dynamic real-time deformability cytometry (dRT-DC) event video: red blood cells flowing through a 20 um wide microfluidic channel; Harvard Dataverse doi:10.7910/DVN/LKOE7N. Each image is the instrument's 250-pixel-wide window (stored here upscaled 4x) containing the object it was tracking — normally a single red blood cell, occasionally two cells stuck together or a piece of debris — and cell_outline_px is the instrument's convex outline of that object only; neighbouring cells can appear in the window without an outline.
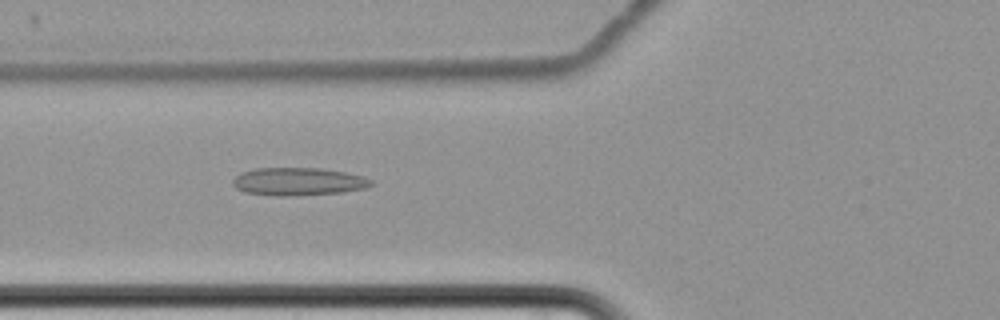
{"species": "common noctule bat (a hibernating species)", "species_latin": "Nyctalus noctula", "temperature_condition": "cold", "stored_images_in_passage": 7, "camera_frame_rate_fps": 3000, "um_per_image_px": 0.085, "animal": {"sex": "female", "body_mass_g": 22.7, "forearm_length_mm": 54.2}, "frame": {"image": 1, "passage_image": 5, "time_ms": 5.0, "image_size_px": [1000, 320], "cell_outline_px": [[376, 184], [368, 188], [344, 192], [300, 196], [276, 196], [244, 192], [236, 188], [232, 184], [232, 180], [240, 172], [256, 168], [320, 168], [344, 172], [364, 176], [372, 180]], "centroid_in_image_um": [25.39, 15.44], "position_along_channel_um": 100.4, "area_um2": 22.89}}
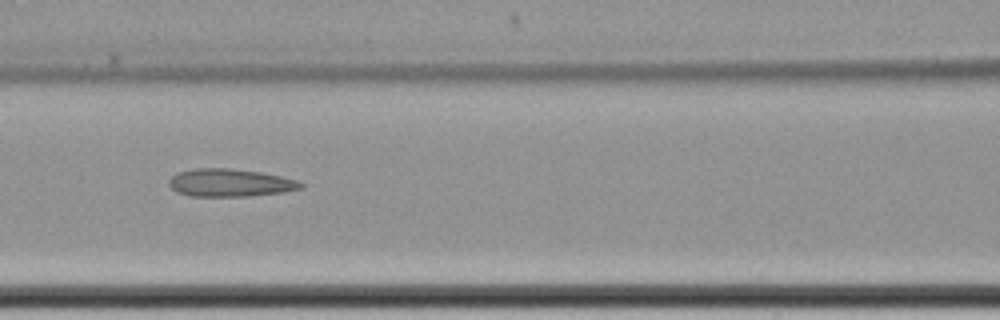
{"frame": {"image": 2, "passage_image": 6, "time_ms": 6.333, "image_size_px": [1000, 320], "cell_outline_px": [[304, 188], [284, 192], [248, 196], [192, 196], [176, 192], [168, 184], [168, 180], [176, 172], [196, 168], [228, 168], [260, 172], [280, 176], [296, 180], [304, 184]], "centroid_in_image_um": [19.54, 15.53], "position_along_channel_um": 147.1, "area_um2": 21.39}}
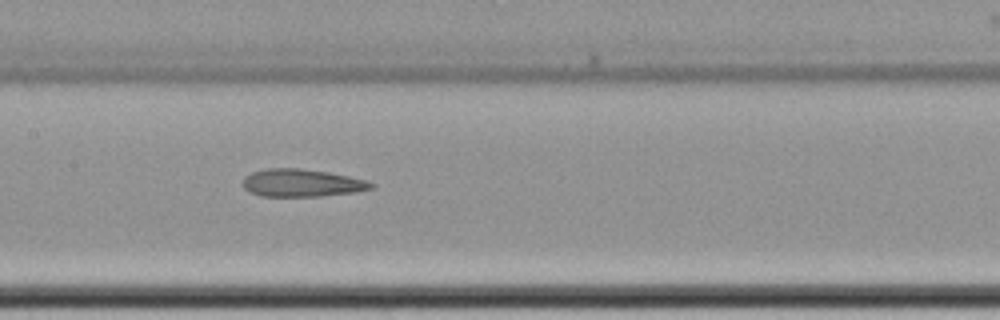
{"frame": {"image": 3, "passage_image": 7, "time_ms": 7.333, "image_size_px": [1000, 320], "cell_outline_px": [[376, 188], [356, 192], [324, 196], [260, 196], [248, 192], [244, 188], [244, 176], [252, 172], [268, 168], [300, 168], [328, 172], [368, 180], [376, 184]], "centroid_in_image_um": [25.7, 15.55], "position_along_channel_um": 181.7, "area_um2": 20.92}}